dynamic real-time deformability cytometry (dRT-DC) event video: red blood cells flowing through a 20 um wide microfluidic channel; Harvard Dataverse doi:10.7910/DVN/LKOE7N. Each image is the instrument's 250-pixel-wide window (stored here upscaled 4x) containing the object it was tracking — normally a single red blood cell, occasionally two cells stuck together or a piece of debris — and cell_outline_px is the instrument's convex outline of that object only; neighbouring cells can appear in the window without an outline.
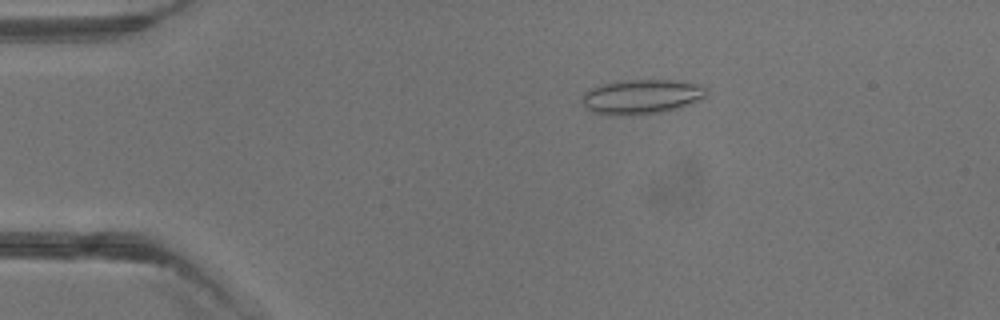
{"species": "common noctule bat (a hibernating species)", "species_latin": "Nyctalus noctula", "temperature_condition": "warm", "stored_images_in_passage": 4, "camera_frame_rate_fps": 3000, "um_per_image_px": 0.085, "animal": {"sex": "male", "body_mass_g": 13.3}, "frame": {"image": 1, "passage_image": 3, "time_ms": 2.333, "image_size_px": [1000, 320], "cell_outline_px": [[708, 96], [700, 100], [676, 108], [660, 112], [624, 116], [596, 112], [588, 108], [584, 104], [584, 92], [592, 88], [604, 84], [620, 80], [676, 80], [700, 84], [708, 88]], "centroid_in_image_um": [54.62, 8.2], "position_along_channel_um": 30.4, "area_um2": 24.85}}